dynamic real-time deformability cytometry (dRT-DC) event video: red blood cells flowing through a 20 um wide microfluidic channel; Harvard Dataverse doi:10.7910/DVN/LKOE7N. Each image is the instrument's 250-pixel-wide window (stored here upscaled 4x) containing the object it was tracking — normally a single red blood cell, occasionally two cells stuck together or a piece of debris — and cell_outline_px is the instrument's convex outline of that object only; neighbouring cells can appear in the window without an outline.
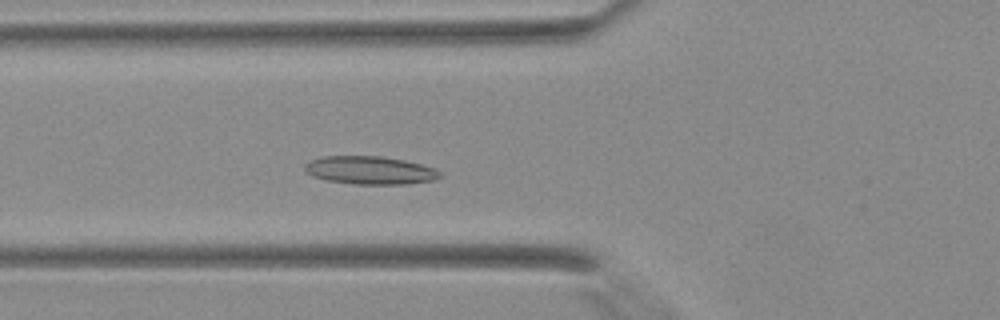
{"species": "Egyptian fruit bat (a non-hibernating species)", "species_latin": "Rousettus aegyptiacus", "temperature_condition": "warm", "stored_images_in_passage": 33, "camera_frame_rate_fps": 3000, "um_per_image_px": 0.085, "animal": {"sex": "female"}, "frame": {"image": 1, "passage_image": 7, "time_ms": 2.0, "image_size_px": [1000, 320], "cell_outline_px": [[440, 176], [436, 180], [408, 184], [352, 184], [328, 180], [304, 172], [304, 164], [312, 160], [324, 156], [380, 156], [404, 160], [436, 168], [440, 172]], "centroid_in_image_um": [31.48, 14.47], "position_along_channel_um": 94.3, "area_um2": 22.08}}
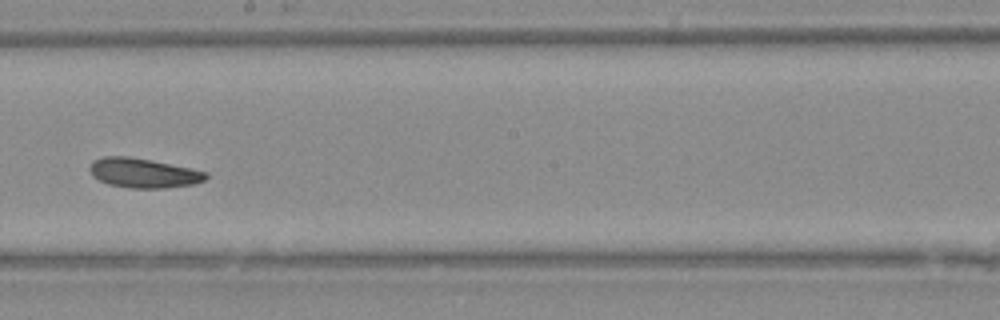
{"frame": {"image": 2, "passage_image": 16, "time_ms": 5.0, "image_size_px": [1000, 320], "cell_outline_px": [[208, 176], [204, 180], [192, 184], [164, 188], [128, 188], [108, 184], [92, 176], [88, 168], [92, 160], [104, 156], [128, 156], [152, 160], [192, 168], [208, 172]], "centroid_in_image_um": [12.16, 14.69], "position_along_channel_um": 236.0, "area_um2": 20.17}}
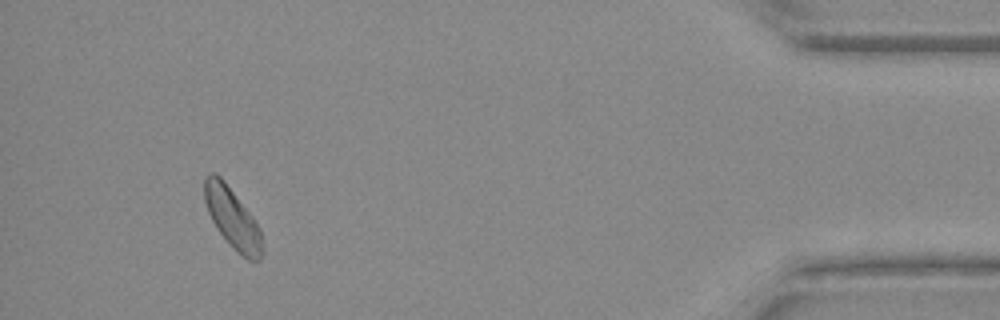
{"frame": {"image": 3, "passage_image": 31, "time_ms": 10.0, "image_size_px": [1000, 320], "cell_outline_px": [[264, 252], [260, 260], [248, 260], [220, 232], [212, 220], [208, 212], [204, 200], [204, 176], [212, 172], [216, 172], [224, 180], [252, 216], [260, 228]], "centroid_in_image_um": [19.76, 18.49], "position_along_channel_um": 415.4, "area_um2": 19.94}}